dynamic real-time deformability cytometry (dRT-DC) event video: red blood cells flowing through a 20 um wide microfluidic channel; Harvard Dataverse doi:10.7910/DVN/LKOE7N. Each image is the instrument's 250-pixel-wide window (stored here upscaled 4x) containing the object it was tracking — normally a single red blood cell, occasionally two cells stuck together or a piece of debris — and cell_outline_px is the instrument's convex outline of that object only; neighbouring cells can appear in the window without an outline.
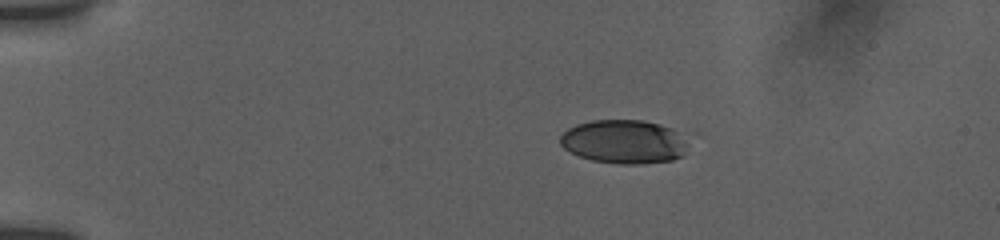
{"species": "human", "species_latin": "Homo sapiens", "temperature_condition": "room temperature", "stored_images_in_passage": 18, "camera_frame_rate_fps": 3000, "um_per_image_px": 0.085, "donor": {"sex": "female"}, "frame": {"image": 1, "passage_image": 1, "time_ms": 0.0, "image_size_px": [1000, 240], "cell_outline_px": [[688, 144], [684, 156], [672, 160], [640, 164], [620, 164], [592, 160], [568, 152], [560, 144], [560, 136], [568, 128], [576, 124], [592, 120], [644, 120], [660, 124], [672, 128], [688, 136]], "centroid_in_image_um": [53.09, 12.04], "position_along_channel_um": 31.9, "area_um2": 33.18}}
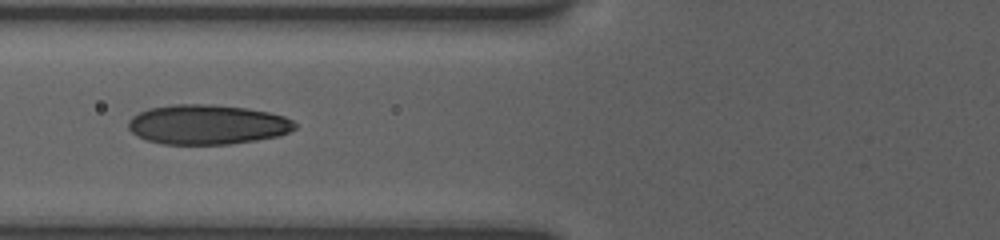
{"frame": {"image": 2, "passage_image": 7, "time_ms": 4.0, "image_size_px": [1000, 240], "cell_outline_px": [[296, 128], [288, 132], [276, 136], [256, 140], [228, 144], [164, 144], [148, 140], [136, 136], [128, 128], [128, 120], [132, 116], [148, 108], [172, 104], [212, 104], [248, 108], [268, 112], [284, 116], [292, 120], [296, 124]], "centroid_in_image_um": [17.59, 10.57], "position_along_channel_um": 108.2, "area_um2": 38.61}}
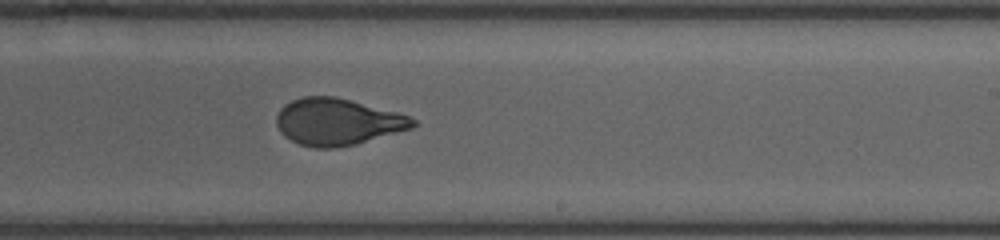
{"frame": {"image": 3, "passage_image": 18, "time_ms": 8.0, "image_size_px": [1000, 240], "cell_outline_px": [[420, 124], [412, 128], [356, 144], [336, 148], [316, 148], [300, 144], [284, 136], [280, 132], [276, 124], [276, 116], [280, 108], [284, 104], [292, 100], [304, 96], [336, 96], [396, 112], [408, 116], [416, 120]], "centroid_in_image_um": [28.68, 10.35], "position_along_channel_um": 260.3, "area_um2": 37.22}}